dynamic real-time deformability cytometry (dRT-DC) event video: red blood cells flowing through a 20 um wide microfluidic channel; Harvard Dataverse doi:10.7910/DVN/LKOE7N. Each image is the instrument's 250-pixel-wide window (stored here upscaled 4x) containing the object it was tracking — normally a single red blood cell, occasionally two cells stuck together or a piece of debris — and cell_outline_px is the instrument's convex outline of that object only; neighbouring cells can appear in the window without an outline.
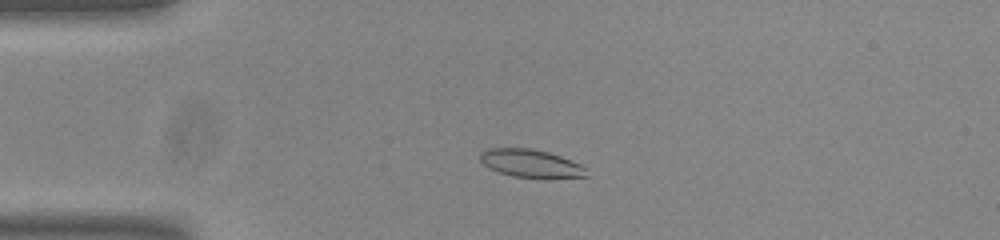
{"species": "common noctule bat (a hibernating species)", "species_latin": "Nyctalus noctula", "temperature_condition": "room temperature", "stored_images_in_passage": 53, "camera_frame_rate_fps": 3000, "um_per_image_px": 0.085, "animal": {"sex": "male", "body_mass_g": 20.0, "forearm_length_mm": 53.3}, "frame": {"image": 1, "passage_image": 11, "time_ms": 3.333, "image_size_px": [1000, 240], "cell_outline_px": [[588, 176], [512, 176], [500, 172], [484, 164], [480, 160], [480, 152], [488, 148], [528, 148], [548, 152], [560, 156], [580, 164], [584, 168]], "centroid_in_image_um": [45.05, 13.84], "position_along_channel_um": 40.0, "area_um2": 16.47}}
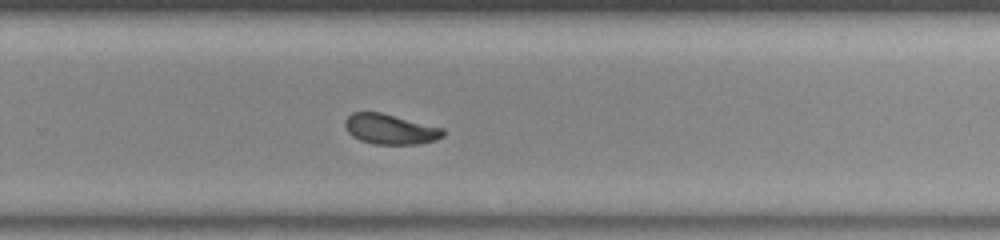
{"frame": {"image": 2, "passage_image": 34, "time_ms": 11.0, "image_size_px": [1000, 240], "cell_outline_px": [[444, 136], [436, 140], [420, 144], [372, 144], [360, 140], [352, 136], [348, 132], [344, 124], [344, 120], [352, 112], [380, 112], [444, 128]], "centroid_in_image_um": [33.17, 10.98], "position_along_channel_um": 296.6, "area_um2": 17.34}}
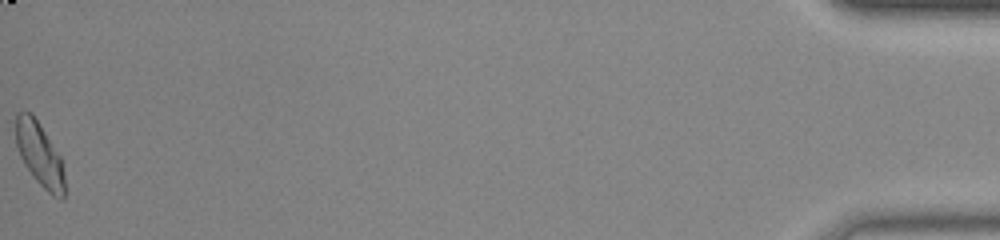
{"frame": {"image": 3, "passage_image": 53, "time_ms": 17.333, "image_size_px": [1000, 240], "cell_outline_px": [[64, 200], [60, 200], [52, 196], [36, 180], [24, 164], [20, 156], [16, 144], [16, 112], [32, 112], [60, 156], [64, 176]], "centroid_in_image_um": [3.36, 13.13], "position_along_channel_um": 431.8, "area_um2": 17.98}, "authors_computed_cell_mechanics": {"area_um2": 17.6868, "velocity_mm_per_s": 3.7327, "shape_relaxation_time_tau1_ms": 3.14, "shape_relaxation_time_tau2_ms": 2.2145, "deformation_change_tau1": 0.1261, "deformation_change_tau2": 0.0681}}